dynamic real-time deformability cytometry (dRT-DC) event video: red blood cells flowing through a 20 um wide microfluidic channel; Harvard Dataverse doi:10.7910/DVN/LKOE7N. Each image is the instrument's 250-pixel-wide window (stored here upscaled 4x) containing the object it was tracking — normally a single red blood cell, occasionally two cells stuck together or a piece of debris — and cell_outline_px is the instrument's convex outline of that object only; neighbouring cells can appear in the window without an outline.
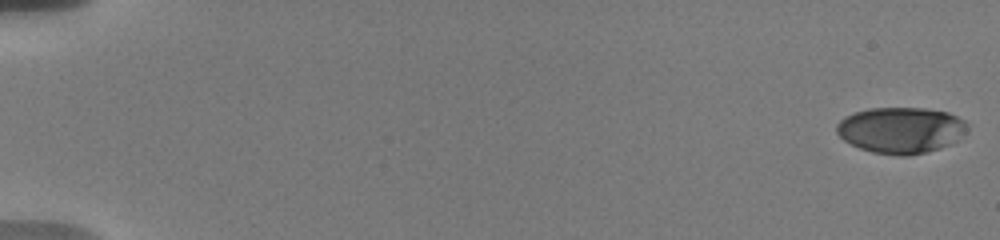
{"species": "human", "species_latin": "Homo sapiens", "temperature_condition": "warm", "stored_images_in_passage": 80, "camera_frame_rate_fps": 3000, "um_per_image_px": 0.085, "donor": {"sex": "male"}, "frame": {"image": 1, "passage_image": 1, "time_ms": 0.0, "image_size_px": [1000, 240], "cell_outline_px": [[968, 128], [964, 132], [948, 144], [940, 148], [908, 156], [896, 156], [872, 152], [860, 148], [844, 140], [836, 132], [836, 124], [840, 120], [856, 112], [872, 108], [924, 108], [948, 112], [964, 120]], "centroid_in_image_um": [76.55, 11.06], "position_along_channel_um": 8.5, "area_um2": 34.74}}
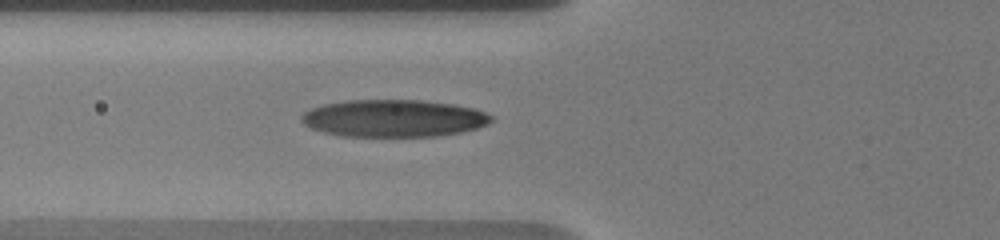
{"frame": {"image": 2, "passage_image": 35, "time_ms": 7.333, "image_size_px": [1000, 240], "cell_outline_px": [[492, 120], [476, 128], [460, 132], [436, 136], [340, 136], [324, 132], [312, 128], [304, 124], [300, 120], [300, 116], [304, 112], [312, 108], [324, 104], [348, 100], [420, 100], [452, 104], [472, 108], [484, 112], [492, 116]], "centroid_in_image_um": [33.41, 10.05], "position_along_channel_um": 92.4, "area_um2": 40.92}}
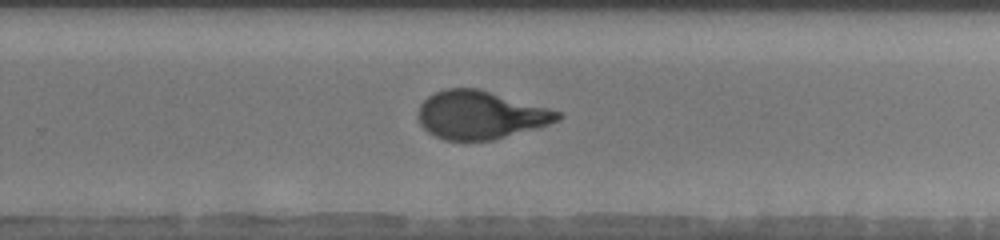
{"frame": {"image": 3, "passage_image": 57, "time_ms": 12.667, "image_size_px": [1000, 240], "cell_outline_px": [[564, 116], [560, 120], [548, 124], [492, 140], [448, 140], [436, 136], [428, 132], [420, 124], [416, 116], [420, 104], [428, 96], [444, 88], [476, 88], [548, 108], [560, 112]], "centroid_in_image_um": [40.79, 9.77], "position_along_channel_um": 289.0, "area_um2": 38.73}, "authors_computed_cell_mechanics": {"area_um2": 38.4659, "velocity_mm_per_s": 3.685, "shape_relaxation_time_tau1_ms": 4.6541, "shape_relaxation_time_tau2_ms": 0.9921, "deformation_change_tau1": 0.2269, "deformation_change_tau2": 0.0836}}